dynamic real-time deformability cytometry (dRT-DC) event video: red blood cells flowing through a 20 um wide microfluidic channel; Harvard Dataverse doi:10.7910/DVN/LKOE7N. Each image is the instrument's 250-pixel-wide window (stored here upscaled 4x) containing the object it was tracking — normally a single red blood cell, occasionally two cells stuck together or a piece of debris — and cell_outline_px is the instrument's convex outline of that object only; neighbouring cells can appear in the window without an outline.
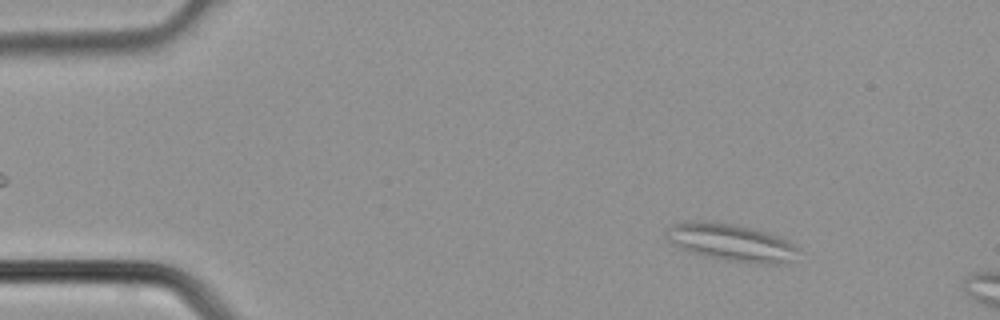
{"species": "common noctule bat (a hibernating species)", "species_latin": "Nyctalus noctula", "temperature_condition": "cold", "stored_images_in_passage": 10, "camera_frame_rate_fps": 3000, "um_per_image_px": 0.085, "animal": {"sex": "male", "body_mass_g": 21.5, "forearm_length_mm": 52.0}, "frame": {"image": 1, "passage_image": 5, "time_ms": 1.333, "image_size_px": [1000, 320], "cell_outline_px": [[800, 248], [792, 260], [780, 264], [756, 264], [724, 260], [704, 256], [692, 252], [668, 240], [664, 232], [672, 224], [696, 220], [700, 220], [732, 224], [752, 228], [768, 232], [788, 240]], "centroid_in_image_um": [62.19, 20.61], "position_along_channel_um": 22.8, "area_um2": 28.67}}